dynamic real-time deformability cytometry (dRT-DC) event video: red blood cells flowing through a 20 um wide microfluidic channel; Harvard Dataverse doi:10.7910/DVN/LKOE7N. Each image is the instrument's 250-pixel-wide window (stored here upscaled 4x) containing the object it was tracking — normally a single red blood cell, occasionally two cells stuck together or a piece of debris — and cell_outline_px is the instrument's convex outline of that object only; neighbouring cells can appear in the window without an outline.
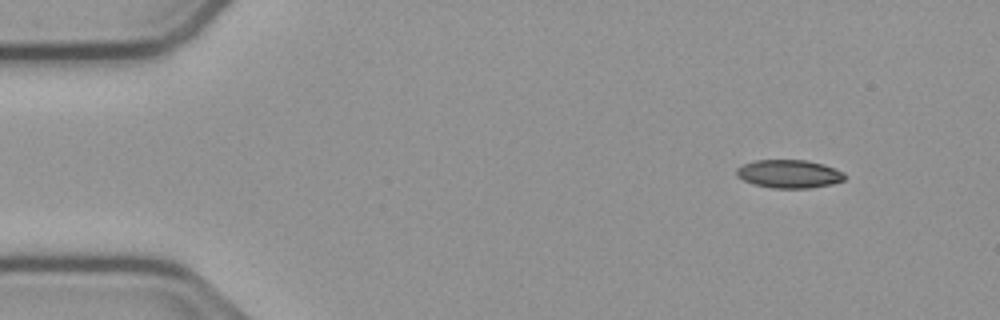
{"species": "common noctule bat (a hibernating species)", "species_latin": "Nyctalus noctula", "temperature_condition": "cold", "stored_images_in_passage": 49, "camera_frame_rate_fps": 3000, "um_per_image_px": 0.085, "animal": {"sex": "male", "body_mass_g": 23.1, "forearm_length_mm": 52.7}, "frame": {"image": 1, "passage_image": 1, "time_ms": 0.0, "image_size_px": [1000, 320], "cell_outline_px": [[848, 176], [844, 180], [832, 184], [808, 188], [772, 188], [752, 184], [736, 176], [736, 168], [744, 164], [756, 160], [808, 160], [824, 164], [844, 172]], "centroid_in_image_um": [67.09, 14.78], "position_along_channel_um": 17.9, "area_um2": 17.98}}
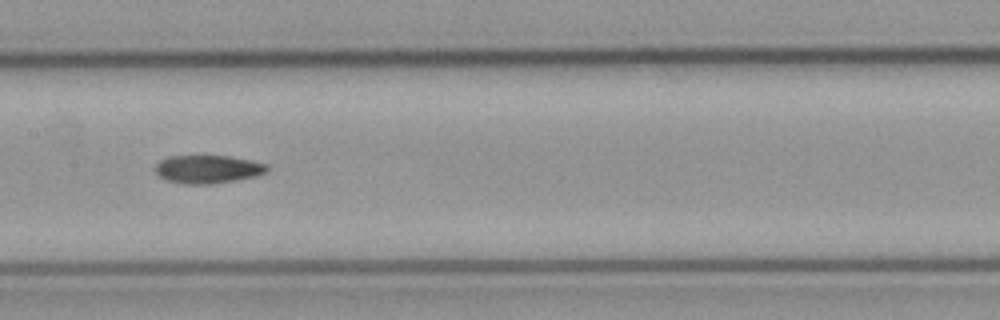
{"frame": {"image": 2, "passage_image": 22, "time_ms": 7.0, "image_size_px": [1000, 320], "cell_outline_px": [[268, 172], [256, 176], [236, 180], [212, 184], [184, 184], [168, 180], [160, 176], [156, 172], [156, 164], [160, 160], [168, 156], [228, 156], [268, 164]], "centroid_in_image_um": [17.68, 14.38], "position_along_channel_um": 189.7, "area_um2": 18.26}}
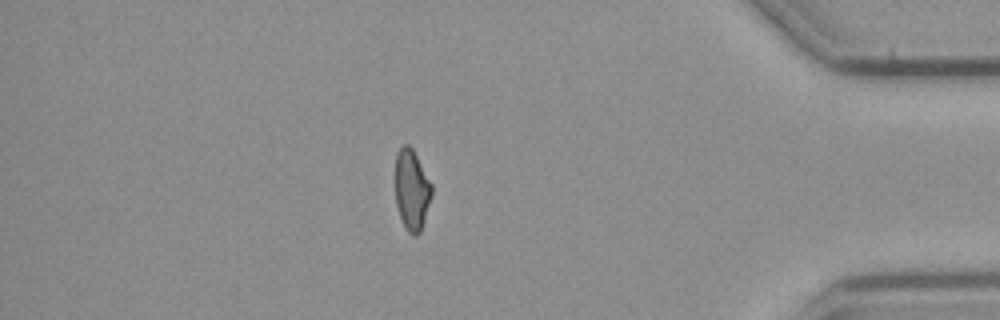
{"frame": {"image": 3, "passage_image": 42, "time_ms": 13.667, "image_size_px": [1000, 320], "cell_outline_px": [[432, 196], [420, 232], [416, 236], [412, 236], [408, 232], [400, 216], [396, 204], [396, 152], [404, 144], [408, 144], [412, 148], [432, 184]], "centroid_in_image_um": [35.01, 16.14], "position_along_channel_um": 400.2, "area_um2": 16.99}, "authors_computed_cell_mechanics": {"area_um2": 18.3226, "velocity_mm_per_s": 3.7812, "shape_relaxation_time_tau1_ms": null, "shape_relaxation_time_tau2_ms": 5.632, "deformation_change_tau1": null, "deformation_change_tau2": 0.1192}}